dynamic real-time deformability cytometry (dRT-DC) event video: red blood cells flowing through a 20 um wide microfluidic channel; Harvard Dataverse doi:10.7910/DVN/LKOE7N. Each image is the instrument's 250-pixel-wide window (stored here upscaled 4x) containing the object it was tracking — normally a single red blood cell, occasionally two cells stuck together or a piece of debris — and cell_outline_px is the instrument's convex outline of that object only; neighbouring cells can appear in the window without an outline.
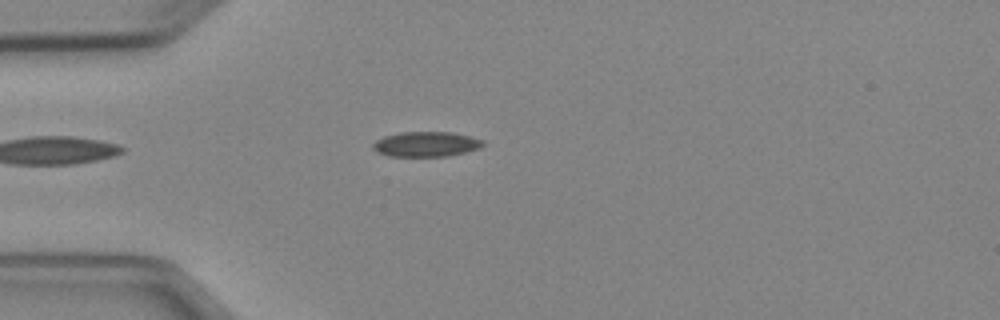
{"species": "Egyptian fruit bat (a non-hibernating species)", "species_latin": "Rousettus aegyptiacus", "temperature_condition": "cold", "stored_images_in_passage": 4, "camera_frame_rate_fps": 3000, "um_per_image_px": 0.085, "animal": {"sex": "female"}, "frame": {"image": 1, "passage_image": 4, "time_ms": 4.333, "image_size_px": [1000, 320], "cell_outline_px": [[484, 144], [480, 148], [448, 156], [388, 156], [376, 152], [372, 148], [372, 144], [376, 140], [384, 136], [400, 132], [452, 132], [484, 140]], "centroid_in_image_um": [36.19, 12.25], "position_along_channel_um": 48.8, "area_um2": 16.07}}